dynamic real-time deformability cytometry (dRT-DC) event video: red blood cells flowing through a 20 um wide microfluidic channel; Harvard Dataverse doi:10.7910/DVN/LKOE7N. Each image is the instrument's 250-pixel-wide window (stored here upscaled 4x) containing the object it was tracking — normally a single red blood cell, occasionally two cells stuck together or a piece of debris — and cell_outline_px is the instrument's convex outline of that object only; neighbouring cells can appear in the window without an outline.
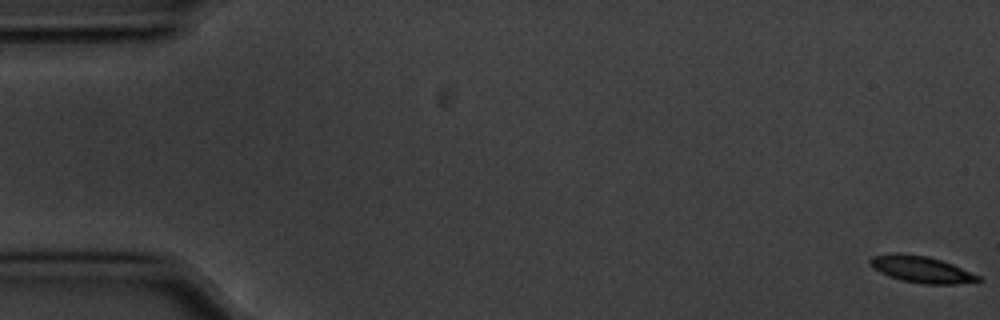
{"species": "common noctule bat (a hibernating species)", "species_latin": "Nyctalus noctula", "temperature_condition": "cold", "stored_images_in_passage": 57, "camera_frame_rate_fps": 3000, "um_per_image_px": 0.085, "animal": {"sex": "male", "body_mass_g": 20.1, "forearm_length_mm": 53.5}, "frame": {"image": 1, "passage_image": 1, "time_ms": 0.0, "image_size_px": [1000, 320], "cell_outline_px": [[984, 280], [956, 284], [924, 284], [900, 280], [888, 276], [872, 268], [868, 264], [868, 260], [872, 256], [896, 252], [928, 256], [952, 264], [980, 276]], "centroid_in_image_um": [78.27, 22.89], "position_along_channel_um": 6.7, "area_um2": 16.88}}
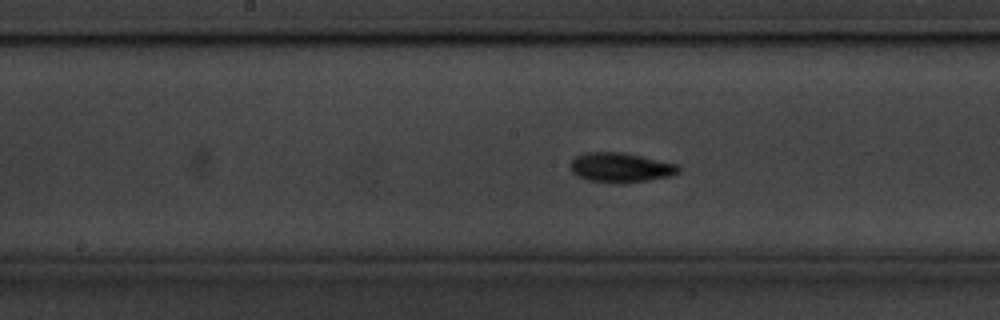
{"frame": {"image": 2, "passage_image": 29, "time_ms": 9.333, "image_size_px": [1000, 320], "cell_outline_px": [[680, 172], [672, 176], [648, 180], [588, 180], [576, 176], [572, 172], [568, 164], [576, 156], [584, 152], [620, 152], [680, 164]], "centroid_in_image_um": [52.75, 14.19], "position_along_channel_um": 195.4, "area_um2": 18.09}}
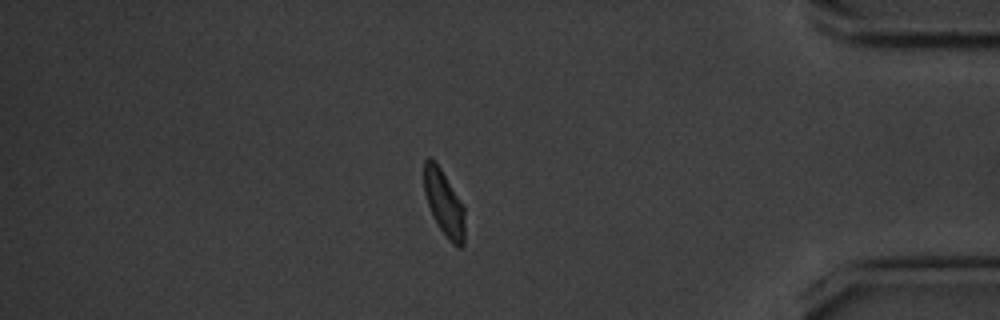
{"frame": {"image": 3, "passage_image": 49, "time_ms": 16.0, "image_size_px": [1000, 320], "cell_outline_px": [[464, 244], [460, 248], [456, 248], [448, 240], [440, 228], [428, 204], [424, 192], [424, 160], [428, 156], [436, 160], [464, 204]], "centroid_in_image_um": [37.76, 17.22], "position_along_channel_um": 397.4, "area_um2": 15.84}, "authors_computed_cell_mechanics": {"area_um2": 16.762, "velocity_mm_per_s": 3.5364, "shape_relaxation_time_tau1_ms": 3.262, "shape_relaxation_time_tau2_ms": 1.6268, "deformation_change_tau1": 0.2154, "deformation_change_tau2": 0.0747}}